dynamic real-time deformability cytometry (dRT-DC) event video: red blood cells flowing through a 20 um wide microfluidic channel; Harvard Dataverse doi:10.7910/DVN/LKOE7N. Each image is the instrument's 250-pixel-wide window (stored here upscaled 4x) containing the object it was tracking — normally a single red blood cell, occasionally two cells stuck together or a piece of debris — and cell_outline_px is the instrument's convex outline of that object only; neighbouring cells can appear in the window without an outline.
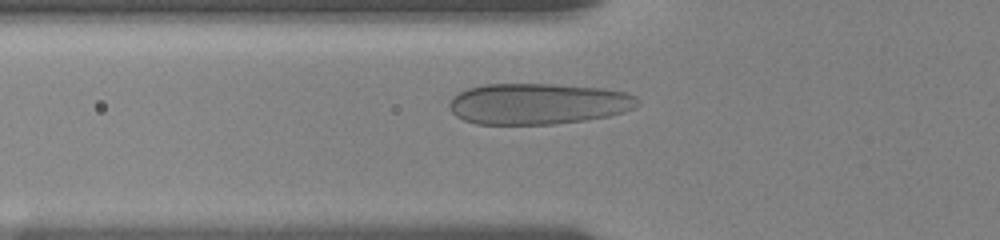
{"species": "human", "species_latin": "Homo sapiens", "temperature_condition": "room temperature", "stored_images_in_passage": 10, "camera_frame_rate_fps": 3000, "um_per_image_px": 0.085, "donor": {"sex": "female"}, "frame": {"image": 1, "passage_image": 4, "time_ms": 1.333, "image_size_px": [1000, 240], "cell_outline_px": [[640, 104], [636, 108], [624, 112], [608, 116], [584, 120], [552, 124], [476, 124], [464, 120], [456, 116], [452, 112], [448, 104], [452, 96], [468, 88], [484, 84], [556, 84], [604, 88], [624, 92], [636, 96], [640, 100]], "centroid_in_image_um": [45.75, 8.81], "position_along_channel_um": 80.0, "area_um2": 45.37}}
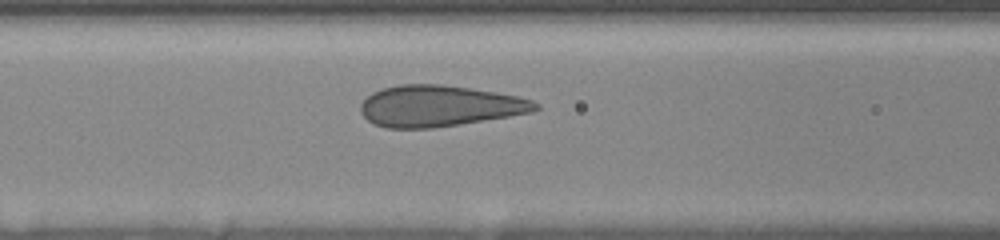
{"frame": {"image": 2, "passage_image": 7, "time_ms": 2.667, "image_size_px": [1000, 240], "cell_outline_px": [[540, 108], [532, 112], [460, 124], [432, 128], [384, 128], [372, 124], [360, 112], [360, 104], [372, 92], [384, 88], [400, 84], [444, 84], [496, 92], [516, 96], [532, 100], [540, 104]], "centroid_in_image_um": [37.32, 9.01], "position_along_channel_um": 129.3, "area_um2": 41.96}}
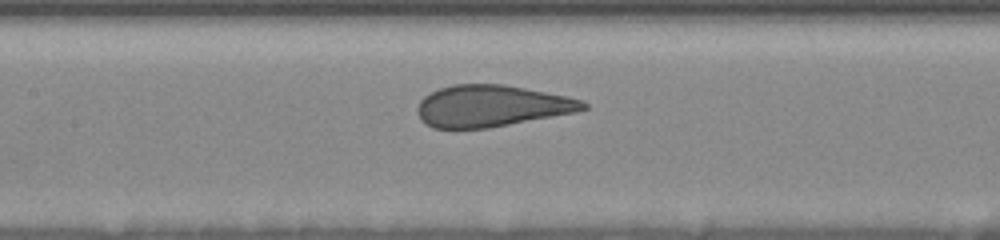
{"frame": {"image": 3, "passage_image": 10, "time_ms": 3.667, "image_size_px": [1000, 240], "cell_outline_px": [[588, 108], [572, 112], [552, 116], [488, 128], [432, 128], [424, 124], [420, 120], [416, 112], [416, 108], [420, 100], [424, 96], [440, 88], [452, 84], [504, 84], [584, 100], [588, 104]], "centroid_in_image_um": [41.7, 9.01], "position_along_channel_um": 165.7, "area_um2": 39.94}}